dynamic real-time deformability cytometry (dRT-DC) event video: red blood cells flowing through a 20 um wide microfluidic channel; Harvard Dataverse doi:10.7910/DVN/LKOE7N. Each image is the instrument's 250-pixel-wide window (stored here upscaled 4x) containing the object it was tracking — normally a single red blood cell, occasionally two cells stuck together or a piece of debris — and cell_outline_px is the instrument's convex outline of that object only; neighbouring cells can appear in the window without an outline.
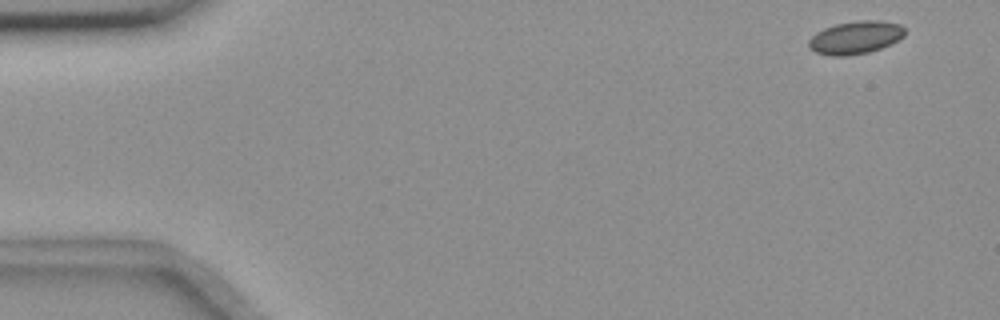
{"species": "common noctule bat (a hibernating species)", "species_latin": "Nyctalus noctula", "temperature_condition": "room temperature", "stored_images_in_passage": 54, "camera_frame_rate_fps": 3000, "um_per_image_px": 0.085, "animal": {"sex": "female", "body_mass_g": 18.4}, "frame": {"image": 1, "passage_image": 2, "time_ms": 0.333, "image_size_px": [1000, 320], "cell_outline_px": [[904, 36], [892, 44], [868, 52], [848, 56], [832, 56], [816, 52], [808, 48], [808, 40], [816, 32], [824, 28], [836, 24], [860, 20], [880, 20], [900, 24], [904, 28]], "centroid_in_image_um": [72.71, 3.19], "position_along_channel_um": 12.3, "area_um2": 18.5}}
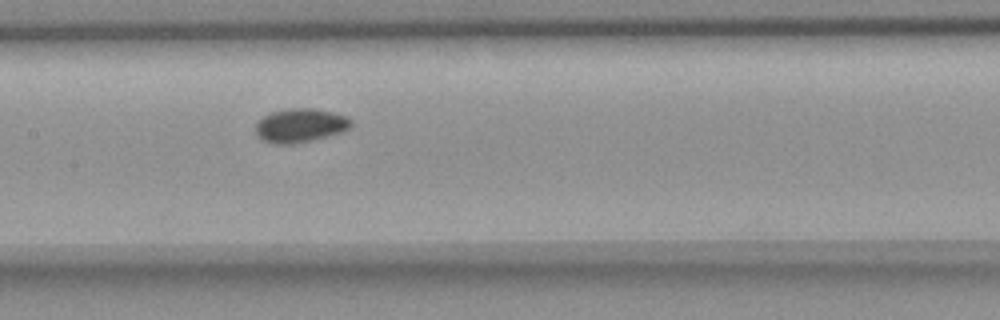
{"frame": {"image": 2, "passage_image": 26, "time_ms": 8.333, "image_size_px": [1000, 320], "cell_outline_px": [[352, 128], [344, 132], [312, 140], [292, 144], [272, 144], [260, 140], [256, 136], [256, 124], [264, 116], [272, 112], [288, 108], [316, 108], [348, 116], [352, 120]], "centroid_in_image_um": [25.55, 10.67], "position_along_channel_um": 181.8, "area_um2": 19.19}}
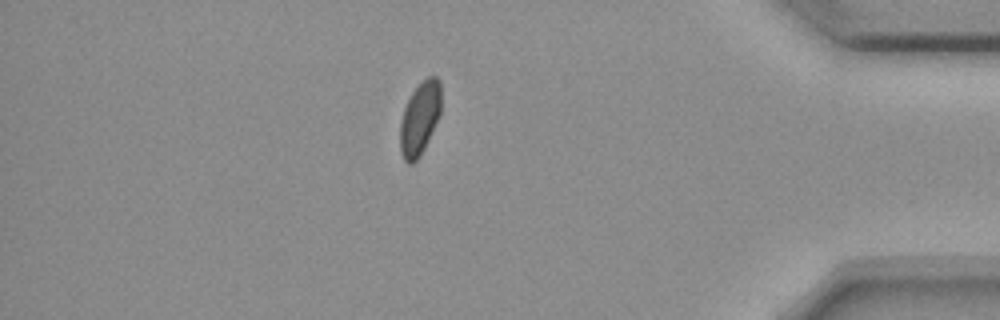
{"frame": {"image": 3, "passage_image": 47, "time_ms": 15.333, "image_size_px": [1000, 320], "cell_outline_px": [[440, 116], [420, 156], [412, 164], [408, 164], [404, 160], [400, 152], [400, 124], [404, 108], [412, 92], [428, 76], [436, 76], [440, 80]], "centroid_in_image_um": [35.68, 10.08], "position_along_channel_um": 399.5, "area_um2": 17.34}, "authors_computed_cell_mechanics": {"area_um2": 18.2648, "velocity_mm_per_s": 3.6492, "shape_relaxation_time_tau1_ms": null, "shape_relaxation_time_tau2_ms": 1.8686, "deformation_change_tau1": null, "deformation_change_tau2": 0.041}}